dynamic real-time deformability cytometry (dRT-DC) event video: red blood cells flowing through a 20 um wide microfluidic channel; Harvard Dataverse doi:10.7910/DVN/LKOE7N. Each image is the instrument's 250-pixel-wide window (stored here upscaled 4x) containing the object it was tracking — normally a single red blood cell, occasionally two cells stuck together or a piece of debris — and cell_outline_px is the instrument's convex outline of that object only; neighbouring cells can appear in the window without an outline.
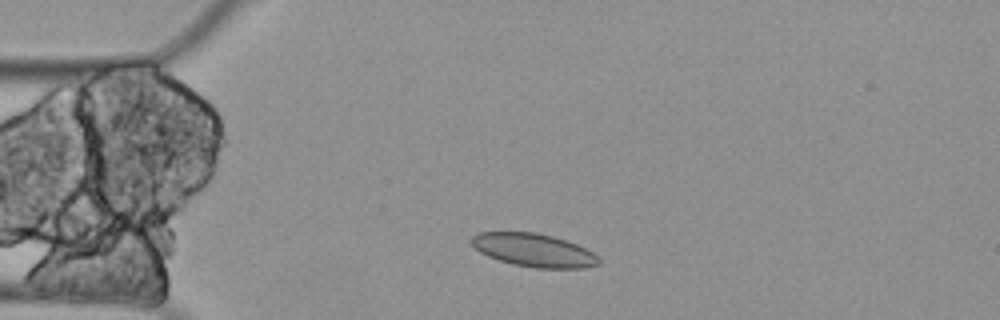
{"species": "Egyptian fruit bat (a non-hibernating species)", "species_latin": "Rousettus aegyptiacus", "temperature_condition": "cold", "stored_images_in_passage": 2, "camera_frame_rate_fps": 3000, "um_per_image_px": 0.085, "animal": {"sex": "female"}, "frame": {"image": 1, "passage_image": 2, "time_ms": 0.333, "image_size_px": [1000, 320], "cell_outline_px": [[600, 264], [584, 268], [536, 268], [512, 264], [488, 256], [480, 252], [468, 240], [472, 236], [480, 232], [532, 232], [552, 236], [576, 244], [592, 252], [600, 260]], "centroid_in_image_um": [45.35, 21.27], "position_along_channel_um": 39.7, "area_um2": 24.45}}